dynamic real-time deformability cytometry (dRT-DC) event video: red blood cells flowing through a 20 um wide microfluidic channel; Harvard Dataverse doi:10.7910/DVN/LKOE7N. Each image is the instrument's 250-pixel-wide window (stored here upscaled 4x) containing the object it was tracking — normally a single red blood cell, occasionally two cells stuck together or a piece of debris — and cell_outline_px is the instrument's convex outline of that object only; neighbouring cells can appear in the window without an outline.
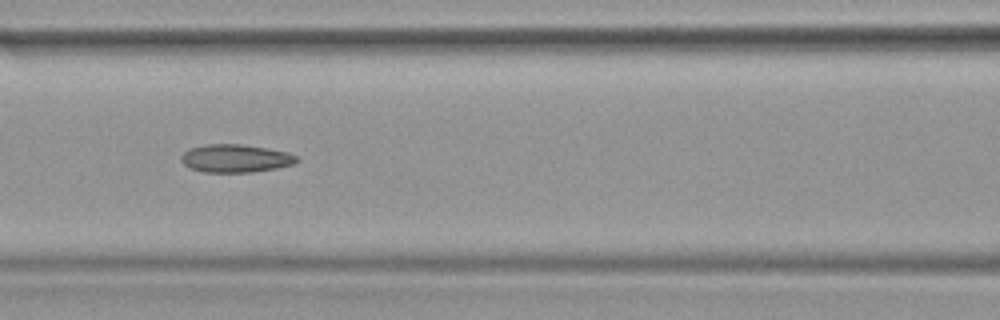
{"species": "common noctule bat (a hibernating species)", "species_latin": "Nyctalus noctula", "temperature_condition": "warm", "stored_images_in_passage": 24, "camera_frame_rate_fps": 3000, "um_per_image_px": 0.085, "animal": {"sex": "female", "body_mass_g": 19.9}, "frame": {"image": 1, "passage_image": 8, "time_ms": 2.333, "image_size_px": [1000, 320], "cell_outline_px": [[300, 160], [296, 164], [276, 168], [252, 172], [204, 172], [192, 168], [184, 164], [180, 160], [180, 156], [188, 148], [204, 144], [240, 144], [268, 148], [288, 152], [296, 156]], "centroid_in_image_um": [20.03, 13.45], "position_along_channel_um": 146.6, "area_um2": 19.02}}
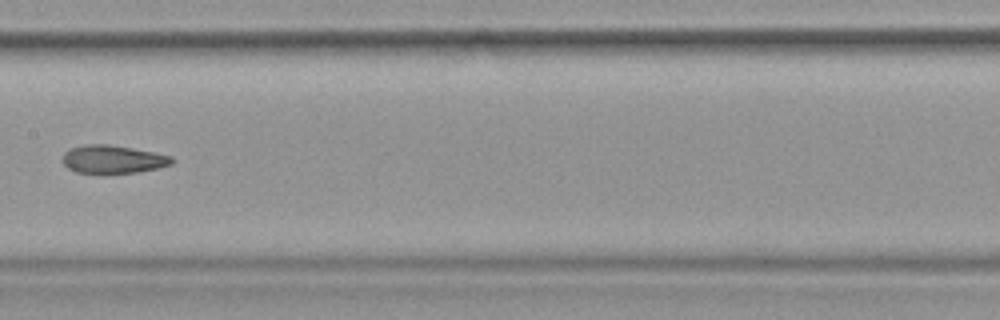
{"frame": {"image": 2, "passage_image": 11, "time_ms": 3.333, "image_size_px": [1000, 320], "cell_outline_px": [[176, 160], [172, 164], [156, 168], [136, 172], [76, 172], [68, 168], [60, 160], [64, 152], [68, 148], [84, 144], [108, 144], [132, 148], [172, 156]], "centroid_in_image_um": [9.56, 13.51], "position_along_channel_um": 197.8, "area_um2": 17.8}}